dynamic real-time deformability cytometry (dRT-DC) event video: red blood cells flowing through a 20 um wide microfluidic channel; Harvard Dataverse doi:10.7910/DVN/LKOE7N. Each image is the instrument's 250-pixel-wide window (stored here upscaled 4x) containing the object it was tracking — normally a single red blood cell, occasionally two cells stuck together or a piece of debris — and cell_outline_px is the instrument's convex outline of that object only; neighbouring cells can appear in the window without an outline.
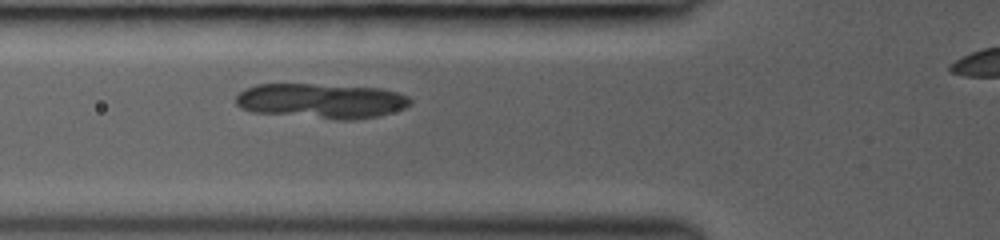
{"species": "common noctule bat (a hibernating species)", "species_latin": "Nyctalus noctula", "temperature_condition": "room temperature", "stored_images_in_passage": 12, "camera_frame_rate_fps": 3000, "um_per_image_px": 0.085, "animal": {"sex": "female", "body_mass_g": 19.0, "forearm_length_mm": 53.3}, "frame": {"image": 1, "passage_image": 4, "time_ms": 2.333, "image_size_px": [1000, 240], "cell_outline_px": [[412, 104], [404, 108], [380, 116], [356, 120], [336, 120], [252, 112], [240, 108], [236, 104], [236, 96], [244, 88], [256, 84], [312, 84], [380, 88], [396, 92], [408, 96], [412, 100]], "centroid_in_image_um": [27.3, 8.59], "position_along_channel_um": 98.5, "area_um2": 35.95}}
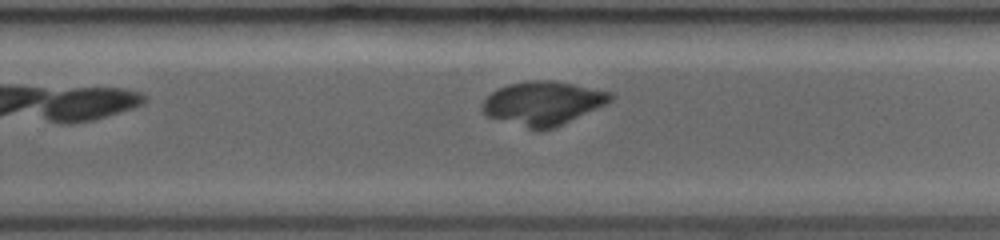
{"frame": {"image": 2, "passage_image": 12, "time_ms": 6.667, "image_size_px": [1000, 240], "cell_outline_px": [[616, 96], [612, 100], [604, 104], [552, 128], [540, 132], [488, 116], [484, 112], [484, 100], [492, 92], [508, 84], [528, 80], [552, 80], [612, 92]], "centroid_in_image_um": [46.16, 8.76], "position_along_channel_um": 283.6, "area_um2": 32.02}}